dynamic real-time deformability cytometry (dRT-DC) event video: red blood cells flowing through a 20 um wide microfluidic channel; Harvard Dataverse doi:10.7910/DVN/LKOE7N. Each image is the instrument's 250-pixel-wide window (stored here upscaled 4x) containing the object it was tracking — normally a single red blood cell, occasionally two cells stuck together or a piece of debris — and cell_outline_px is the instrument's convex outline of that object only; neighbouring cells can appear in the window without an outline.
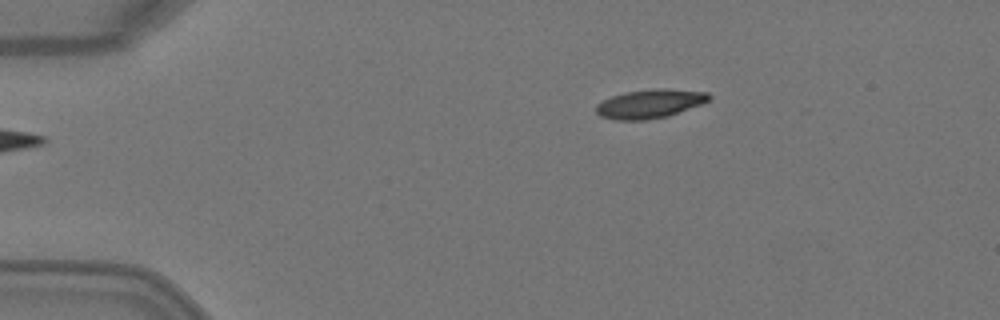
{"species": "Egyptian fruit bat (a non-hibernating species)", "species_latin": "Rousettus aegyptiacus", "temperature_condition": "warm", "stored_images_in_passage": 3, "camera_frame_rate_fps": 3000, "um_per_image_px": 0.085, "animal": {"sex": "female"}, "frame": {"image": 1, "passage_image": 3, "time_ms": 0.667, "image_size_px": [1000, 320], "cell_outline_px": [[712, 96], [708, 100], [700, 104], [668, 116], [648, 120], [616, 120], [600, 116], [596, 112], [596, 104], [612, 96], [624, 92], [652, 88], [664, 88], [708, 92]], "centroid_in_image_um": [55.22, 8.81], "position_along_channel_um": 29.8, "area_um2": 19.02}}